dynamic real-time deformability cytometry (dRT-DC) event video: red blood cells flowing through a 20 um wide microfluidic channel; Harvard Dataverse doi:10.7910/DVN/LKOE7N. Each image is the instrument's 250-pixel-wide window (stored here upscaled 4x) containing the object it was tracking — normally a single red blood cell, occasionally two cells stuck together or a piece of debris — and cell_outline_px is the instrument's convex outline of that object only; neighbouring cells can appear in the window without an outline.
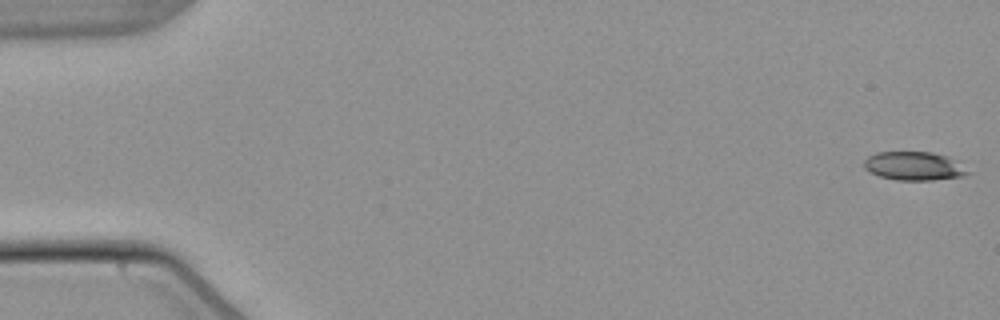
{"species": "common noctule bat (a hibernating species)", "species_latin": "Nyctalus noctula", "temperature_condition": "warm", "stored_images_in_passage": 55, "segment_of_instrument_passage": [1, 2], "camera_frame_rate_fps": 3000, "um_per_image_px": 0.085, "animal": {"sex": "male", "body_mass_g": 21.5, "forearm_length_mm": 52.0}, "frame": {"image": 1, "passage_image": 1, "time_ms": 0.0, "image_size_px": [1000, 320], "cell_outline_px": [[972, 172], [964, 176], [932, 180], [896, 180], [880, 176], [868, 172], [864, 168], [864, 160], [868, 156], [876, 152], [932, 152], [948, 156]], "centroid_in_image_um": [77.68, 14.11], "position_along_channel_um": 7.3, "area_um2": 17.4}}
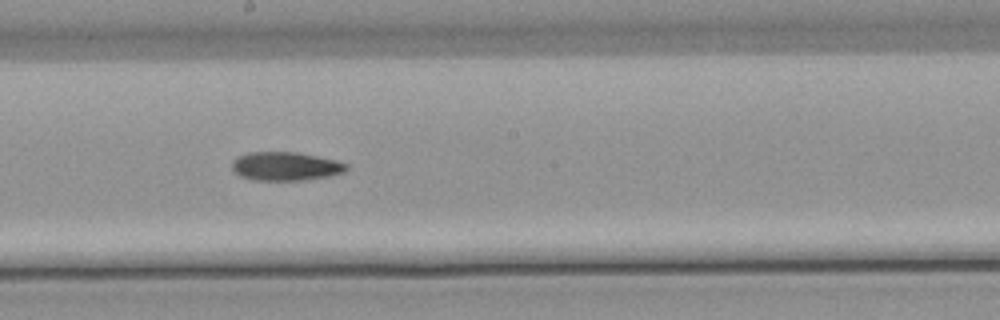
{"frame": {"image": 2, "passage_image": 30, "time_ms": 9.667, "image_size_px": [1000, 320], "cell_outline_px": [[348, 168], [344, 172], [328, 176], [308, 180], [252, 180], [240, 176], [232, 168], [232, 160], [236, 156], [248, 152], [296, 152], [336, 160], [348, 164]], "centroid_in_image_um": [24.25, 14.13], "position_along_channel_um": 223.9, "area_um2": 19.19}}
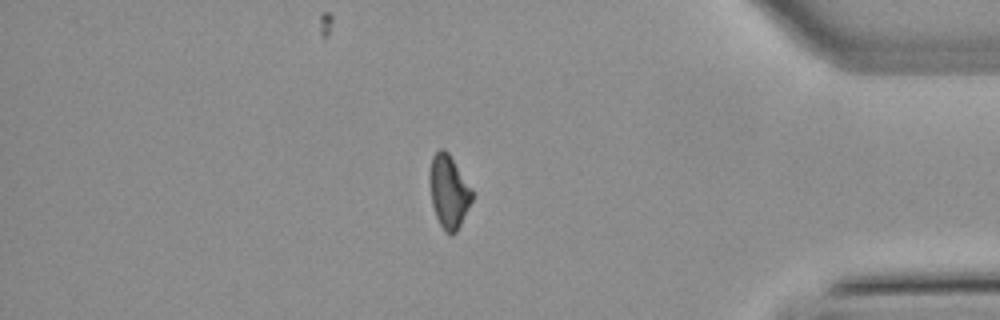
{"frame": {"image": 3, "passage_image": 46, "time_ms": 15.0, "image_size_px": [1000, 320], "cell_outline_px": [[472, 200], [456, 232], [452, 236], [448, 236], [444, 232], [436, 216], [432, 204], [428, 176], [432, 156], [440, 148], [444, 148], [448, 152], [472, 188]], "centroid_in_image_um": [38.12, 16.28], "position_along_channel_um": 397.1, "area_um2": 18.15}}